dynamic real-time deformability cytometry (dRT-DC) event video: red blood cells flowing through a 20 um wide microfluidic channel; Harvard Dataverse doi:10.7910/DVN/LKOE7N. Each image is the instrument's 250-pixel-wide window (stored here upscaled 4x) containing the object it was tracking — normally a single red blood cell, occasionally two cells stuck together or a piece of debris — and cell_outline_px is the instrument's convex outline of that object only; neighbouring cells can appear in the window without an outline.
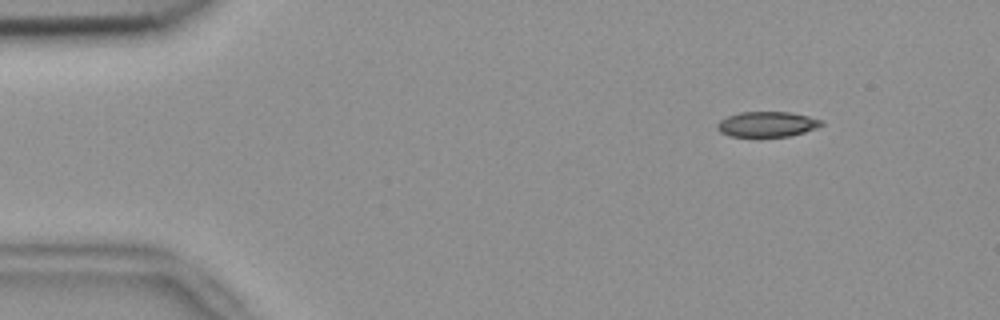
{"species": "common noctule bat (a hibernating species)", "species_latin": "Nyctalus noctula", "temperature_condition": "room temperature", "stored_images_in_passage": 50, "camera_frame_rate_fps": 3000, "um_per_image_px": 0.085, "animal": {"sex": "female", "body_mass_g": 18.4}, "frame": {"image": 1, "passage_image": 2, "time_ms": 0.333, "image_size_px": [1000, 320], "cell_outline_px": [[824, 124], [816, 128], [804, 132], [788, 136], [728, 136], [720, 132], [716, 128], [716, 124], [720, 120], [728, 116], [740, 112], [788, 112], [808, 116], [820, 120]], "centroid_in_image_um": [65.16, 10.56], "position_along_channel_um": 19.8, "area_um2": 15.2}}
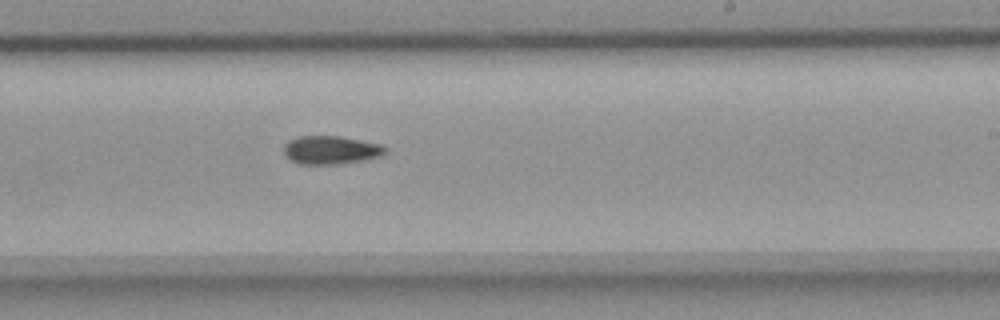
{"frame": {"image": 2, "passage_image": 28, "time_ms": 9.0, "image_size_px": [1000, 320], "cell_outline_px": [[388, 152], [380, 156], [340, 164], [300, 164], [292, 160], [284, 152], [284, 144], [288, 140], [300, 136], [340, 136], [380, 144], [388, 148]], "centroid_in_image_um": [28.14, 12.74], "position_along_channel_um": 260.9, "area_um2": 16.65}}
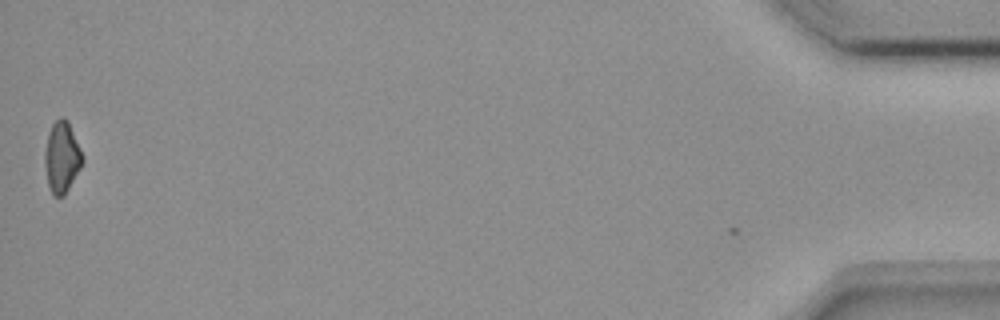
{"frame": {"image": 3, "passage_image": 49, "time_ms": 16.0, "image_size_px": [1000, 320], "cell_outline_px": [[84, 160], [80, 168], [64, 196], [56, 196], [52, 192], [48, 184], [44, 164], [44, 152], [48, 136], [52, 124], [60, 116], [64, 116], [68, 120], [84, 156]], "centroid_in_image_um": [5.27, 13.33], "position_along_channel_um": 429.9, "area_um2": 15.61}}